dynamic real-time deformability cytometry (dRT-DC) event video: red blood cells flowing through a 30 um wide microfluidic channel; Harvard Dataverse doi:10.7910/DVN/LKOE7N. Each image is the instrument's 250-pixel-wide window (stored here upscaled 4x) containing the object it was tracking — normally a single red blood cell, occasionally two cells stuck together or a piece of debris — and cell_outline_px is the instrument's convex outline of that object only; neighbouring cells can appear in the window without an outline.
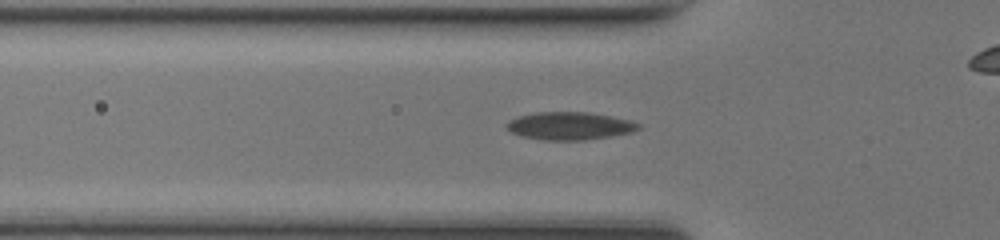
{"species": "common noctule bat (a hibernating species)", "species_latin": "Nyctalus noctula", "temperature_condition": "room temperature", "stored_images_in_passage": 44, "camera_frame_rate_fps": 3000, "um_per_image_px": 0.085, "animal": {"sex": "female", "body_mass_g": 17.0, "forearm_length_mm": 48.0}, "frame": {"image": 1, "passage_image": 11, "time_ms": 3.333, "image_size_px": [1000, 240], "cell_outline_px": [[640, 128], [632, 132], [612, 136], [584, 140], [544, 140], [520, 136], [512, 132], [504, 124], [508, 120], [516, 116], [536, 112], [588, 112], [612, 116], [628, 120], [640, 124]], "centroid_in_image_um": [48.39, 10.7], "position_along_channel_um": 77.4, "area_um2": 21.44}}
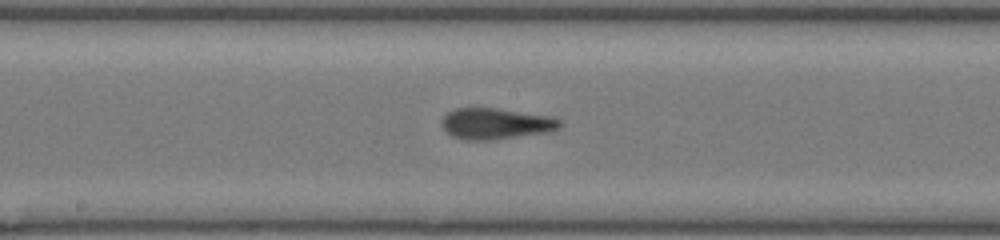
{"frame": {"image": 2, "passage_image": 20, "time_ms": 6.333, "image_size_px": [1000, 240], "cell_outline_px": [[560, 128], [544, 132], [492, 140], [464, 140], [452, 136], [444, 128], [444, 116], [448, 112], [456, 108], [496, 108], [548, 116], [560, 120]], "centroid_in_image_um": [42.12, 10.51], "position_along_channel_um": 206.1, "area_um2": 20.87}}
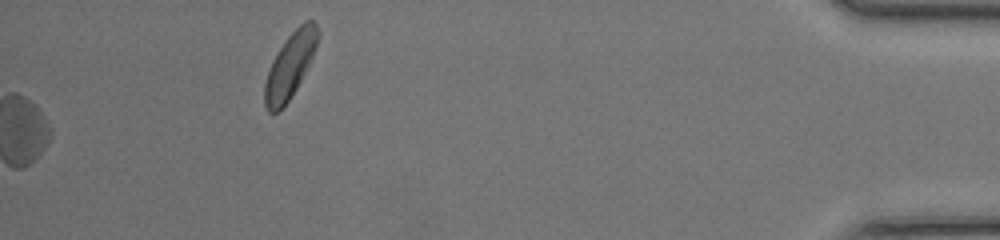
{"frame": {"image": 3, "passage_image": 44, "time_ms": 14.333, "image_size_px": [1000, 240], "cell_outline_px": [[320, 32], [316, 48], [296, 88], [280, 112], [268, 112], [264, 104], [264, 84], [268, 68], [272, 60], [288, 36], [304, 20], [312, 20], [316, 24]], "centroid_in_image_um": [24.63, 5.56], "position_along_channel_um": 410.6, "area_um2": 19.94}, "authors_computed_cell_mechanics": {"area_um2": 21.2704, "velocity_mm_per_s": 4.2611, "shape_relaxation_time_tau1_ms": 8.9685, "shape_relaxation_time_tau2_ms": 1.9859, "deformation_change_tau1": 0.1909, "deformation_change_tau2": 0.0907}}